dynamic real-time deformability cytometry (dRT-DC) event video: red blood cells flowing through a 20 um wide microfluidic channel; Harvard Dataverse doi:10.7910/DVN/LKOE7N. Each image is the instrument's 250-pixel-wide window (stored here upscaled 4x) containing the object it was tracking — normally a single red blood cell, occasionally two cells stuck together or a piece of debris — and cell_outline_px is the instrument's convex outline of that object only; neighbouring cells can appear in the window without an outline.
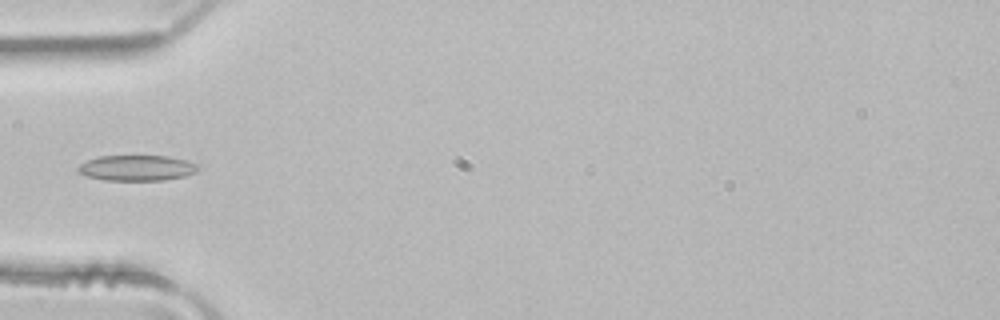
{"species": "common noctule bat (a hibernating species)", "species_latin": "Nyctalus noctula", "temperature_condition": "room temperature", "stored_images_in_passage": 3, "camera_frame_rate_fps": 3000, "um_per_image_px": 0.085, "animal": {"sex": "male", "body_mass_g": 21.5, "forearm_length_mm": 52.0}, "frame": {"image": 1, "passage_image": 3, "time_ms": 0.667, "image_size_px": [1000, 320], "cell_outline_px": [[196, 172], [184, 176], [164, 180], [104, 180], [88, 176], [80, 172], [76, 168], [80, 164], [88, 160], [100, 156], [168, 156], [184, 160], [196, 164]], "centroid_in_image_um": [11.6, 14.27], "position_along_channel_um": 73.4, "area_um2": 17.57}}